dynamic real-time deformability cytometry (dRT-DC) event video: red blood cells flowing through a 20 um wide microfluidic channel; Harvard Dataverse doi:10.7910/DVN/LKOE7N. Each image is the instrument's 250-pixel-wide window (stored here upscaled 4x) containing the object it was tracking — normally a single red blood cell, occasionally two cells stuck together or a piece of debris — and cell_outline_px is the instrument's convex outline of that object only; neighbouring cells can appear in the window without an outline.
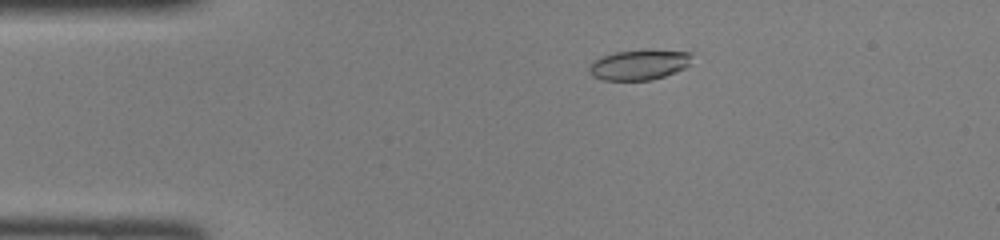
{"species": "common noctule bat (a hibernating species)", "species_latin": "Nyctalus noctula", "temperature_condition": "room temperature", "stored_images_in_passage": 45, "camera_frame_rate_fps": 3000, "um_per_image_px": 0.085, "animal": {"sex": "female", "body_mass_g": 22.0, "forearm_length_mm": 56.7}, "frame": {"image": 1, "passage_image": 7, "time_ms": 2.0, "image_size_px": [1000, 240], "cell_outline_px": [[692, 56], [688, 64], [684, 68], [676, 72], [652, 80], [604, 80], [592, 76], [588, 72], [588, 68], [592, 60], [600, 56], [616, 52], [648, 48], [692, 52]], "centroid_in_image_um": [54.31, 5.47], "position_along_channel_um": 30.7, "area_um2": 18.61}}
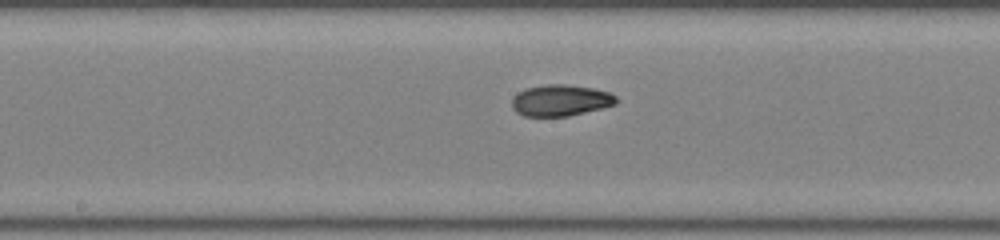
{"frame": {"image": 2, "passage_image": 22, "time_ms": 7.0, "image_size_px": [1000, 240], "cell_outline_px": [[616, 104], [568, 116], [524, 116], [516, 112], [512, 108], [512, 96], [528, 88], [548, 84], [564, 84], [592, 88], [608, 92], [616, 96]], "centroid_in_image_um": [47.62, 8.53], "position_along_channel_um": 200.6, "area_um2": 18.79}}
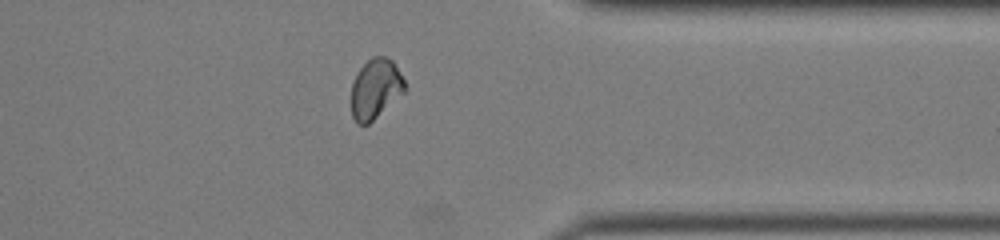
{"frame": {"image": 3, "passage_image": 35, "time_ms": 11.333, "image_size_px": [1000, 240], "cell_outline_px": [[404, 92], [368, 124], [356, 124], [352, 116], [352, 84], [356, 72], [372, 56], [384, 56], [392, 60], [404, 80]], "centroid_in_image_um": [31.89, 7.54], "position_along_channel_um": 379.5, "area_um2": 18.38}}